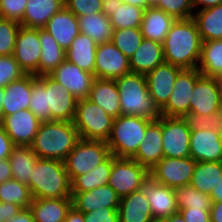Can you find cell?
I'll return each instance as SVG.
<instances>
[{
    "mask_svg": "<svg viewBox=\"0 0 222 222\" xmlns=\"http://www.w3.org/2000/svg\"><path fill=\"white\" fill-rule=\"evenodd\" d=\"M202 42L192 17L176 19L162 43L164 61L182 69L197 68Z\"/></svg>",
    "mask_w": 222,
    "mask_h": 222,
    "instance_id": "1",
    "label": "cell"
},
{
    "mask_svg": "<svg viewBox=\"0 0 222 222\" xmlns=\"http://www.w3.org/2000/svg\"><path fill=\"white\" fill-rule=\"evenodd\" d=\"M79 139L73 121L50 120L41 123L30 147L38 158L64 162Z\"/></svg>",
    "mask_w": 222,
    "mask_h": 222,
    "instance_id": "2",
    "label": "cell"
},
{
    "mask_svg": "<svg viewBox=\"0 0 222 222\" xmlns=\"http://www.w3.org/2000/svg\"><path fill=\"white\" fill-rule=\"evenodd\" d=\"M27 185L33 199L71 198V181L59 160L38 158Z\"/></svg>",
    "mask_w": 222,
    "mask_h": 222,
    "instance_id": "3",
    "label": "cell"
},
{
    "mask_svg": "<svg viewBox=\"0 0 222 222\" xmlns=\"http://www.w3.org/2000/svg\"><path fill=\"white\" fill-rule=\"evenodd\" d=\"M120 96L122 115L158 120L159 108L149 95L144 74L130 72L115 80Z\"/></svg>",
    "mask_w": 222,
    "mask_h": 222,
    "instance_id": "4",
    "label": "cell"
},
{
    "mask_svg": "<svg viewBox=\"0 0 222 222\" xmlns=\"http://www.w3.org/2000/svg\"><path fill=\"white\" fill-rule=\"evenodd\" d=\"M151 121L133 115H120L115 118L110 137L106 141L110 153L117 158L132 159Z\"/></svg>",
    "mask_w": 222,
    "mask_h": 222,
    "instance_id": "5",
    "label": "cell"
},
{
    "mask_svg": "<svg viewBox=\"0 0 222 222\" xmlns=\"http://www.w3.org/2000/svg\"><path fill=\"white\" fill-rule=\"evenodd\" d=\"M113 120L103 108L89 99L77 101L73 124L80 138L106 142L112 131Z\"/></svg>",
    "mask_w": 222,
    "mask_h": 222,
    "instance_id": "6",
    "label": "cell"
},
{
    "mask_svg": "<svg viewBox=\"0 0 222 222\" xmlns=\"http://www.w3.org/2000/svg\"><path fill=\"white\" fill-rule=\"evenodd\" d=\"M111 155L105 141L80 138L74 149L64 160L70 181L76 176L86 174Z\"/></svg>",
    "mask_w": 222,
    "mask_h": 222,
    "instance_id": "7",
    "label": "cell"
},
{
    "mask_svg": "<svg viewBox=\"0 0 222 222\" xmlns=\"http://www.w3.org/2000/svg\"><path fill=\"white\" fill-rule=\"evenodd\" d=\"M149 170L133 159L112 155V169L108 185L122 198L139 190L149 177Z\"/></svg>",
    "mask_w": 222,
    "mask_h": 222,
    "instance_id": "8",
    "label": "cell"
},
{
    "mask_svg": "<svg viewBox=\"0 0 222 222\" xmlns=\"http://www.w3.org/2000/svg\"><path fill=\"white\" fill-rule=\"evenodd\" d=\"M190 134L183 117L162 116V147L166 158L190 157Z\"/></svg>",
    "mask_w": 222,
    "mask_h": 222,
    "instance_id": "9",
    "label": "cell"
},
{
    "mask_svg": "<svg viewBox=\"0 0 222 222\" xmlns=\"http://www.w3.org/2000/svg\"><path fill=\"white\" fill-rule=\"evenodd\" d=\"M200 75L197 68L182 69L179 72L167 103L160 109L161 116L184 117L189 114L192 92Z\"/></svg>",
    "mask_w": 222,
    "mask_h": 222,
    "instance_id": "10",
    "label": "cell"
},
{
    "mask_svg": "<svg viewBox=\"0 0 222 222\" xmlns=\"http://www.w3.org/2000/svg\"><path fill=\"white\" fill-rule=\"evenodd\" d=\"M195 164L191 157H163L149 170V175L160 184L176 189L190 184Z\"/></svg>",
    "mask_w": 222,
    "mask_h": 222,
    "instance_id": "11",
    "label": "cell"
},
{
    "mask_svg": "<svg viewBox=\"0 0 222 222\" xmlns=\"http://www.w3.org/2000/svg\"><path fill=\"white\" fill-rule=\"evenodd\" d=\"M40 55L39 29L20 26L13 56L25 74L39 76Z\"/></svg>",
    "mask_w": 222,
    "mask_h": 222,
    "instance_id": "12",
    "label": "cell"
},
{
    "mask_svg": "<svg viewBox=\"0 0 222 222\" xmlns=\"http://www.w3.org/2000/svg\"><path fill=\"white\" fill-rule=\"evenodd\" d=\"M130 72L129 58L112 41L97 46L94 68L95 78L116 80Z\"/></svg>",
    "mask_w": 222,
    "mask_h": 222,
    "instance_id": "13",
    "label": "cell"
},
{
    "mask_svg": "<svg viewBox=\"0 0 222 222\" xmlns=\"http://www.w3.org/2000/svg\"><path fill=\"white\" fill-rule=\"evenodd\" d=\"M41 121L29 109L2 116L1 125L15 146H31Z\"/></svg>",
    "mask_w": 222,
    "mask_h": 222,
    "instance_id": "14",
    "label": "cell"
},
{
    "mask_svg": "<svg viewBox=\"0 0 222 222\" xmlns=\"http://www.w3.org/2000/svg\"><path fill=\"white\" fill-rule=\"evenodd\" d=\"M78 100L88 98L95 76L65 60L49 74Z\"/></svg>",
    "mask_w": 222,
    "mask_h": 222,
    "instance_id": "15",
    "label": "cell"
},
{
    "mask_svg": "<svg viewBox=\"0 0 222 222\" xmlns=\"http://www.w3.org/2000/svg\"><path fill=\"white\" fill-rule=\"evenodd\" d=\"M148 199L153 217L169 218L179 213L175 189L162 185L149 176L140 188Z\"/></svg>",
    "mask_w": 222,
    "mask_h": 222,
    "instance_id": "16",
    "label": "cell"
},
{
    "mask_svg": "<svg viewBox=\"0 0 222 222\" xmlns=\"http://www.w3.org/2000/svg\"><path fill=\"white\" fill-rule=\"evenodd\" d=\"M182 68L164 62L145 74L149 95L159 110L167 103Z\"/></svg>",
    "mask_w": 222,
    "mask_h": 222,
    "instance_id": "17",
    "label": "cell"
},
{
    "mask_svg": "<svg viewBox=\"0 0 222 222\" xmlns=\"http://www.w3.org/2000/svg\"><path fill=\"white\" fill-rule=\"evenodd\" d=\"M190 157L196 162H222V130L191 131Z\"/></svg>",
    "mask_w": 222,
    "mask_h": 222,
    "instance_id": "18",
    "label": "cell"
},
{
    "mask_svg": "<svg viewBox=\"0 0 222 222\" xmlns=\"http://www.w3.org/2000/svg\"><path fill=\"white\" fill-rule=\"evenodd\" d=\"M42 77L46 80L51 120L73 121L78 99L50 75H42Z\"/></svg>",
    "mask_w": 222,
    "mask_h": 222,
    "instance_id": "19",
    "label": "cell"
},
{
    "mask_svg": "<svg viewBox=\"0 0 222 222\" xmlns=\"http://www.w3.org/2000/svg\"><path fill=\"white\" fill-rule=\"evenodd\" d=\"M163 157L161 116L158 120H152L147 125L144 139L140 142L138 150L132 159L150 170Z\"/></svg>",
    "mask_w": 222,
    "mask_h": 222,
    "instance_id": "20",
    "label": "cell"
},
{
    "mask_svg": "<svg viewBox=\"0 0 222 222\" xmlns=\"http://www.w3.org/2000/svg\"><path fill=\"white\" fill-rule=\"evenodd\" d=\"M221 101L214 77L200 75L194 85L189 113L216 114Z\"/></svg>",
    "mask_w": 222,
    "mask_h": 222,
    "instance_id": "21",
    "label": "cell"
},
{
    "mask_svg": "<svg viewBox=\"0 0 222 222\" xmlns=\"http://www.w3.org/2000/svg\"><path fill=\"white\" fill-rule=\"evenodd\" d=\"M72 206L83 213L92 212L95 209L118 208L120 197L115 190L104 185L83 193H71Z\"/></svg>",
    "mask_w": 222,
    "mask_h": 222,
    "instance_id": "22",
    "label": "cell"
},
{
    "mask_svg": "<svg viewBox=\"0 0 222 222\" xmlns=\"http://www.w3.org/2000/svg\"><path fill=\"white\" fill-rule=\"evenodd\" d=\"M43 29L50 33L65 51L80 33L78 17L66 7L55 13Z\"/></svg>",
    "mask_w": 222,
    "mask_h": 222,
    "instance_id": "23",
    "label": "cell"
},
{
    "mask_svg": "<svg viewBox=\"0 0 222 222\" xmlns=\"http://www.w3.org/2000/svg\"><path fill=\"white\" fill-rule=\"evenodd\" d=\"M32 91V74H25L20 79L11 82L4 88L2 100V116L16 113L20 110L29 109Z\"/></svg>",
    "mask_w": 222,
    "mask_h": 222,
    "instance_id": "24",
    "label": "cell"
},
{
    "mask_svg": "<svg viewBox=\"0 0 222 222\" xmlns=\"http://www.w3.org/2000/svg\"><path fill=\"white\" fill-rule=\"evenodd\" d=\"M87 99L103 108L114 119L122 115L115 80L95 78Z\"/></svg>",
    "mask_w": 222,
    "mask_h": 222,
    "instance_id": "25",
    "label": "cell"
},
{
    "mask_svg": "<svg viewBox=\"0 0 222 222\" xmlns=\"http://www.w3.org/2000/svg\"><path fill=\"white\" fill-rule=\"evenodd\" d=\"M164 62L163 44L144 38L129 58V67L131 72L145 75Z\"/></svg>",
    "mask_w": 222,
    "mask_h": 222,
    "instance_id": "26",
    "label": "cell"
},
{
    "mask_svg": "<svg viewBox=\"0 0 222 222\" xmlns=\"http://www.w3.org/2000/svg\"><path fill=\"white\" fill-rule=\"evenodd\" d=\"M72 207V198L33 199L29 205L35 222H64Z\"/></svg>",
    "mask_w": 222,
    "mask_h": 222,
    "instance_id": "27",
    "label": "cell"
},
{
    "mask_svg": "<svg viewBox=\"0 0 222 222\" xmlns=\"http://www.w3.org/2000/svg\"><path fill=\"white\" fill-rule=\"evenodd\" d=\"M65 7L64 0H28L21 26L43 29L50 18Z\"/></svg>",
    "mask_w": 222,
    "mask_h": 222,
    "instance_id": "28",
    "label": "cell"
},
{
    "mask_svg": "<svg viewBox=\"0 0 222 222\" xmlns=\"http://www.w3.org/2000/svg\"><path fill=\"white\" fill-rule=\"evenodd\" d=\"M117 211L119 222H151L153 218L148 199L141 189L120 198Z\"/></svg>",
    "mask_w": 222,
    "mask_h": 222,
    "instance_id": "29",
    "label": "cell"
},
{
    "mask_svg": "<svg viewBox=\"0 0 222 222\" xmlns=\"http://www.w3.org/2000/svg\"><path fill=\"white\" fill-rule=\"evenodd\" d=\"M175 19L154 6L145 9L140 26L145 39L163 43Z\"/></svg>",
    "mask_w": 222,
    "mask_h": 222,
    "instance_id": "30",
    "label": "cell"
},
{
    "mask_svg": "<svg viewBox=\"0 0 222 222\" xmlns=\"http://www.w3.org/2000/svg\"><path fill=\"white\" fill-rule=\"evenodd\" d=\"M97 46L89 36L79 33L66 50V60L94 75Z\"/></svg>",
    "mask_w": 222,
    "mask_h": 222,
    "instance_id": "31",
    "label": "cell"
},
{
    "mask_svg": "<svg viewBox=\"0 0 222 222\" xmlns=\"http://www.w3.org/2000/svg\"><path fill=\"white\" fill-rule=\"evenodd\" d=\"M192 18L203 42L222 39V4L197 10Z\"/></svg>",
    "mask_w": 222,
    "mask_h": 222,
    "instance_id": "32",
    "label": "cell"
},
{
    "mask_svg": "<svg viewBox=\"0 0 222 222\" xmlns=\"http://www.w3.org/2000/svg\"><path fill=\"white\" fill-rule=\"evenodd\" d=\"M41 55L39 76L49 75L66 60V51L60 47L55 38L44 29H39Z\"/></svg>",
    "mask_w": 222,
    "mask_h": 222,
    "instance_id": "33",
    "label": "cell"
},
{
    "mask_svg": "<svg viewBox=\"0 0 222 222\" xmlns=\"http://www.w3.org/2000/svg\"><path fill=\"white\" fill-rule=\"evenodd\" d=\"M78 21L80 33L89 36L97 45L112 41L113 29L103 12L79 16Z\"/></svg>",
    "mask_w": 222,
    "mask_h": 222,
    "instance_id": "34",
    "label": "cell"
},
{
    "mask_svg": "<svg viewBox=\"0 0 222 222\" xmlns=\"http://www.w3.org/2000/svg\"><path fill=\"white\" fill-rule=\"evenodd\" d=\"M112 169V154L86 174L78 175L71 181V193H83L108 185Z\"/></svg>",
    "mask_w": 222,
    "mask_h": 222,
    "instance_id": "35",
    "label": "cell"
},
{
    "mask_svg": "<svg viewBox=\"0 0 222 222\" xmlns=\"http://www.w3.org/2000/svg\"><path fill=\"white\" fill-rule=\"evenodd\" d=\"M37 159L30 146H15L8 157L13 179L28 184Z\"/></svg>",
    "mask_w": 222,
    "mask_h": 222,
    "instance_id": "36",
    "label": "cell"
},
{
    "mask_svg": "<svg viewBox=\"0 0 222 222\" xmlns=\"http://www.w3.org/2000/svg\"><path fill=\"white\" fill-rule=\"evenodd\" d=\"M222 176V162H196L190 181L196 190L211 195Z\"/></svg>",
    "mask_w": 222,
    "mask_h": 222,
    "instance_id": "37",
    "label": "cell"
},
{
    "mask_svg": "<svg viewBox=\"0 0 222 222\" xmlns=\"http://www.w3.org/2000/svg\"><path fill=\"white\" fill-rule=\"evenodd\" d=\"M197 69L201 75L208 77L222 74V39L202 42Z\"/></svg>",
    "mask_w": 222,
    "mask_h": 222,
    "instance_id": "38",
    "label": "cell"
},
{
    "mask_svg": "<svg viewBox=\"0 0 222 222\" xmlns=\"http://www.w3.org/2000/svg\"><path fill=\"white\" fill-rule=\"evenodd\" d=\"M29 110L41 121L51 120V111L48 108V90L46 80L42 76L32 74V91Z\"/></svg>",
    "mask_w": 222,
    "mask_h": 222,
    "instance_id": "39",
    "label": "cell"
},
{
    "mask_svg": "<svg viewBox=\"0 0 222 222\" xmlns=\"http://www.w3.org/2000/svg\"><path fill=\"white\" fill-rule=\"evenodd\" d=\"M145 8L122 3L116 7L114 14L109 17L113 30L140 27Z\"/></svg>",
    "mask_w": 222,
    "mask_h": 222,
    "instance_id": "40",
    "label": "cell"
},
{
    "mask_svg": "<svg viewBox=\"0 0 222 222\" xmlns=\"http://www.w3.org/2000/svg\"><path fill=\"white\" fill-rule=\"evenodd\" d=\"M33 197L27 184L10 179L0 183V202L18 204L22 208H29Z\"/></svg>",
    "mask_w": 222,
    "mask_h": 222,
    "instance_id": "41",
    "label": "cell"
},
{
    "mask_svg": "<svg viewBox=\"0 0 222 222\" xmlns=\"http://www.w3.org/2000/svg\"><path fill=\"white\" fill-rule=\"evenodd\" d=\"M175 199L179 209H211L210 195L196 190L192 185H184L175 189Z\"/></svg>",
    "mask_w": 222,
    "mask_h": 222,
    "instance_id": "42",
    "label": "cell"
},
{
    "mask_svg": "<svg viewBox=\"0 0 222 222\" xmlns=\"http://www.w3.org/2000/svg\"><path fill=\"white\" fill-rule=\"evenodd\" d=\"M144 39L140 27L113 30V44L130 58Z\"/></svg>",
    "mask_w": 222,
    "mask_h": 222,
    "instance_id": "43",
    "label": "cell"
},
{
    "mask_svg": "<svg viewBox=\"0 0 222 222\" xmlns=\"http://www.w3.org/2000/svg\"><path fill=\"white\" fill-rule=\"evenodd\" d=\"M152 6L176 19H188L195 12L191 0H154Z\"/></svg>",
    "mask_w": 222,
    "mask_h": 222,
    "instance_id": "44",
    "label": "cell"
},
{
    "mask_svg": "<svg viewBox=\"0 0 222 222\" xmlns=\"http://www.w3.org/2000/svg\"><path fill=\"white\" fill-rule=\"evenodd\" d=\"M20 26L17 21L0 18V55H13Z\"/></svg>",
    "mask_w": 222,
    "mask_h": 222,
    "instance_id": "45",
    "label": "cell"
},
{
    "mask_svg": "<svg viewBox=\"0 0 222 222\" xmlns=\"http://www.w3.org/2000/svg\"><path fill=\"white\" fill-rule=\"evenodd\" d=\"M25 72L19 67L13 55H0V88L20 79Z\"/></svg>",
    "mask_w": 222,
    "mask_h": 222,
    "instance_id": "46",
    "label": "cell"
},
{
    "mask_svg": "<svg viewBox=\"0 0 222 222\" xmlns=\"http://www.w3.org/2000/svg\"><path fill=\"white\" fill-rule=\"evenodd\" d=\"M189 129L191 131L209 129V130H221L220 120L216 114L201 115L189 113L183 117Z\"/></svg>",
    "mask_w": 222,
    "mask_h": 222,
    "instance_id": "47",
    "label": "cell"
},
{
    "mask_svg": "<svg viewBox=\"0 0 222 222\" xmlns=\"http://www.w3.org/2000/svg\"><path fill=\"white\" fill-rule=\"evenodd\" d=\"M64 4L76 17L102 12V0H64Z\"/></svg>",
    "mask_w": 222,
    "mask_h": 222,
    "instance_id": "48",
    "label": "cell"
},
{
    "mask_svg": "<svg viewBox=\"0 0 222 222\" xmlns=\"http://www.w3.org/2000/svg\"><path fill=\"white\" fill-rule=\"evenodd\" d=\"M28 0H0L1 17L21 22Z\"/></svg>",
    "mask_w": 222,
    "mask_h": 222,
    "instance_id": "49",
    "label": "cell"
},
{
    "mask_svg": "<svg viewBox=\"0 0 222 222\" xmlns=\"http://www.w3.org/2000/svg\"><path fill=\"white\" fill-rule=\"evenodd\" d=\"M118 208H101L84 213V222H119Z\"/></svg>",
    "mask_w": 222,
    "mask_h": 222,
    "instance_id": "50",
    "label": "cell"
},
{
    "mask_svg": "<svg viewBox=\"0 0 222 222\" xmlns=\"http://www.w3.org/2000/svg\"><path fill=\"white\" fill-rule=\"evenodd\" d=\"M185 222H211L210 209H179Z\"/></svg>",
    "mask_w": 222,
    "mask_h": 222,
    "instance_id": "51",
    "label": "cell"
},
{
    "mask_svg": "<svg viewBox=\"0 0 222 222\" xmlns=\"http://www.w3.org/2000/svg\"><path fill=\"white\" fill-rule=\"evenodd\" d=\"M14 147L15 144L12 142L3 126L0 124V160L8 159Z\"/></svg>",
    "mask_w": 222,
    "mask_h": 222,
    "instance_id": "52",
    "label": "cell"
},
{
    "mask_svg": "<svg viewBox=\"0 0 222 222\" xmlns=\"http://www.w3.org/2000/svg\"><path fill=\"white\" fill-rule=\"evenodd\" d=\"M21 209L18 204L0 202V222H7L14 217Z\"/></svg>",
    "mask_w": 222,
    "mask_h": 222,
    "instance_id": "53",
    "label": "cell"
},
{
    "mask_svg": "<svg viewBox=\"0 0 222 222\" xmlns=\"http://www.w3.org/2000/svg\"><path fill=\"white\" fill-rule=\"evenodd\" d=\"M122 0H102V12L109 18L114 14L116 7H120Z\"/></svg>",
    "mask_w": 222,
    "mask_h": 222,
    "instance_id": "54",
    "label": "cell"
},
{
    "mask_svg": "<svg viewBox=\"0 0 222 222\" xmlns=\"http://www.w3.org/2000/svg\"><path fill=\"white\" fill-rule=\"evenodd\" d=\"M11 166L8 159L0 160V183L12 179Z\"/></svg>",
    "mask_w": 222,
    "mask_h": 222,
    "instance_id": "55",
    "label": "cell"
},
{
    "mask_svg": "<svg viewBox=\"0 0 222 222\" xmlns=\"http://www.w3.org/2000/svg\"><path fill=\"white\" fill-rule=\"evenodd\" d=\"M7 222H35L29 208L21 209L14 217Z\"/></svg>",
    "mask_w": 222,
    "mask_h": 222,
    "instance_id": "56",
    "label": "cell"
},
{
    "mask_svg": "<svg viewBox=\"0 0 222 222\" xmlns=\"http://www.w3.org/2000/svg\"><path fill=\"white\" fill-rule=\"evenodd\" d=\"M210 219L211 222H222V202H212Z\"/></svg>",
    "mask_w": 222,
    "mask_h": 222,
    "instance_id": "57",
    "label": "cell"
},
{
    "mask_svg": "<svg viewBox=\"0 0 222 222\" xmlns=\"http://www.w3.org/2000/svg\"><path fill=\"white\" fill-rule=\"evenodd\" d=\"M191 2L193 5V10L196 9L197 7H198L197 10H199L222 4V0H191Z\"/></svg>",
    "mask_w": 222,
    "mask_h": 222,
    "instance_id": "58",
    "label": "cell"
},
{
    "mask_svg": "<svg viewBox=\"0 0 222 222\" xmlns=\"http://www.w3.org/2000/svg\"><path fill=\"white\" fill-rule=\"evenodd\" d=\"M64 222H84V213L76 210L72 206L68 211Z\"/></svg>",
    "mask_w": 222,
    "mask_h": 222,
    "instance_id": "59",
    "label": "cell"
},
{
    "mask_svg": "<svg viewBox=\"0 0 222 222\" xmlns=\"http://www.w3.org/2000/svg\"><path fill=\"white\" fill-rule=\"evenodd\" d=\"M212 202H222V176L210 195Z\"/></svg>",
    "mask_w": 222,
    "mask_h": 222,
    "instance_id": "60",
    "label": "cell"
},
{
    "mask_svg": "<svg viewBox=\"0 0 222 222\" xmlns=\"http://www.w3.org/2000/svg\"><path fill=\"white\" fill-rule=\"evenodd\" d=\"M122 1L124 3H128L145 9L152 6V0H122Z\"/></svg>",
    "mask_w": 222,
    "mask_h": 222,
    "instance_id": "61",
    "label": "cell"
},
{
    "mask_svg": "<svg viewBox=\"0 0 222 222\" xmlns=\"http://www.w3.org/2000/svg\"><path fill=\"white\" fill-rule=\"evenodd\" d=\"M214 80L217 85V90L219 93L220 101L222 102V74L215 76Z\"/></svg>",
    "mask_w": 222,
    "mask_h": 222,
    "instance_id": "62",
    "label": "cell"
},
{
    "mask_svg": "<svg viewBox=\"0 0 222 222\" xmlns=\"http://www.w3.org/2000/svg\"><path fill=\"white\" fill-rule=\"evenodd\" d=\"M168 222H185L180 213H176L168 218Z\"/></svg>",
    "mask_w": 222,
    "mask_h": 222,
    "instance_id": "63",
    "label": "cell"
},
{
    "mask_svg": "<svg viewBox=\"0 0 222 222\" xmlns=\"http://www.w3.org/2000/svg\"><path fill=\"white\" fill-rule=\"evenodd\" d=\"M4 97V88H0V123L2 121V110H3V100Z\"/></svg>",
    "mask_w": 222,
    "mask_h": 222,
    "instance_id": "64",
    "label": "cell"
},
{
    "mask_svg": "<svg viewBox=\"0 0 222 222\" xmlns=\"http://www.w3.org/2000/svg\"><path fill=\"white\" fill-rule=\"evenodd\" d=\"M217 115L220 120L221 130H222V102L220 103L219 108L217 110Z\"/></svg>",
    "mask_w": 222,
    "mask_h": 222,
    "instance_id": "65",
    "label": "cell"
},
{
    "mask_svg": "<svg viewBox=\"0 0 222 222\" xmlns=\"http://www.w3.org/2000/svg\"><path fill=\"white\" fill-rule=\"evenodd\" d=\"M151 222H168V218L153 217Z\"/></svg>",
    "mask_w": 222,
    "mask_h": 222,
    "instance_id": "66",
    "label": "cell"
}]
</instances>
